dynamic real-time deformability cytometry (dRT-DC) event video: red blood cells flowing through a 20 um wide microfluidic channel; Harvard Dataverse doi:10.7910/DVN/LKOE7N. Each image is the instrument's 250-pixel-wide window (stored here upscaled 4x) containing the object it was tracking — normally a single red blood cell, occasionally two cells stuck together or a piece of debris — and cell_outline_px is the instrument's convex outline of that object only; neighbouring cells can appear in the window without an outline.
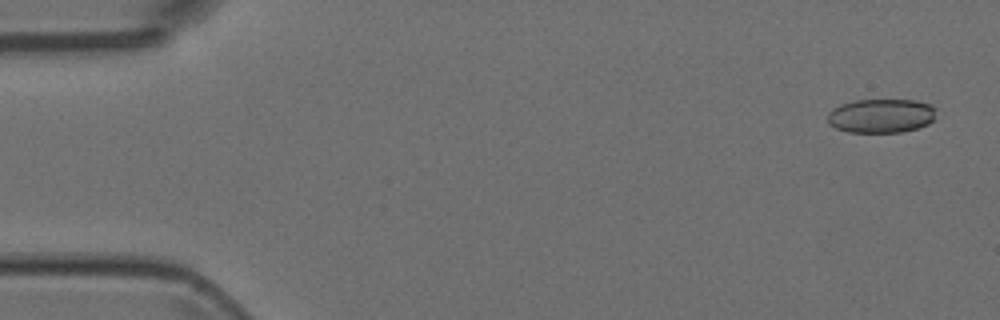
{"species": "Egyptian fruit bat (a non-hibernating species)", "species_latin": "Rousettus aegyptiacus", "temperature_condition": "room temperature", "stored_images_in_passage": 4, "camera_frame_rate_fps": 3000, "um_per_image_px": 0.085, "animal": {"sex": "female"}, "frame": {"image": 1, "passage_image": 1, "time_ms": 0.0, "image_size_px": [1000, 320], "cell_outline_px": [[936, 108], [932, 120], [928, 124], [916, 128], [900, 132], [848, 132], [836, 128], [828, 124], [828, 112], [832, 108], [840, 104], [856, 100], [916, 100], [932, 104]], "centroid_in_image_um": [74.88, 9.83], "position_along_channel_um": 10.1, "area_um2": 21.62}}